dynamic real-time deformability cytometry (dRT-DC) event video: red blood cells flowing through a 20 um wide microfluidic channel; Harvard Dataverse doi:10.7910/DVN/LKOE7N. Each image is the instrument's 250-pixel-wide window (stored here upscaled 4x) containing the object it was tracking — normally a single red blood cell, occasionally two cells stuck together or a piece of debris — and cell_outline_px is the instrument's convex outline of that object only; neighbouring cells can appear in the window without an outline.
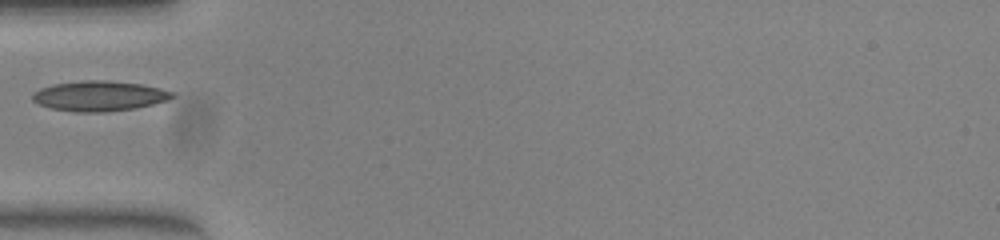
{"species": "common noctule bat (a hibernating species)", "species_latin": "Nyctalus noctula", "temperature_condition": "warm", "stored_images_in_passage": 35, "camera_frame_rate_fps": 3000, "um_per_image_px": 0.085, "animal": {"sex": "female", "body_mass_g": 23.0, "forearm_length_mm": 53.4}, "frame": {"image": 1, "passage_image": 1, "time_ms": 0.0, "image_size_px": [1000, 240], "cell_outline_px": [[176, 96], [168, 100], [136, 108], [104, 112], [76, 112], [52, 108], [40, 104], [32, 100], [32, 92], [40, 88], [52, 84], [84, 80], [108, 80], [140, 84], [160, 88], [176, 92]], "centroid_in_image_um": [8.46, 8.15], "position_along_channel_um": 76.5, "area_um2": 24.68}}
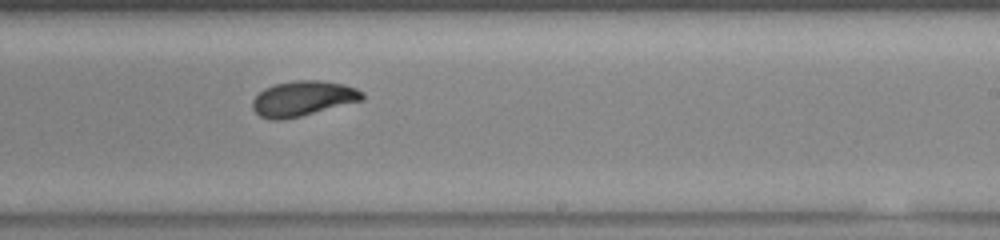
{"frame": {"image": 2, "passage_image": 15, "time_ms": 4.667, "image_size_px": [1000, 240], "cell_outline_px": [[364, 100], [284, 120], [268, 120], [260, 116], [252, 108], [252, 100], [264, 88], [276, 84], [296, 80], [320, 80], [344, 84], [356, 88], [364, 92]], "centroid_in_image_um": [25.75, 8.38], "position_along_channel_um": 263.2, "area_um2": 22.54}}
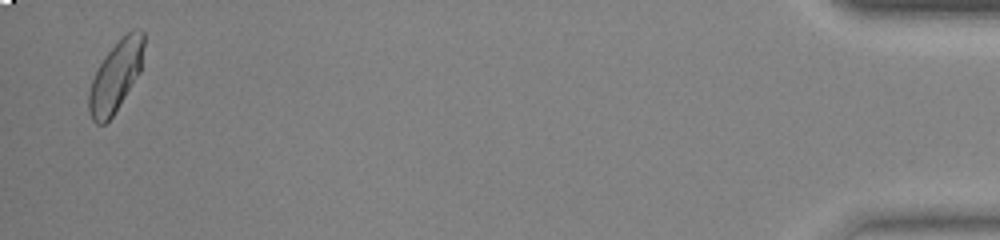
{"frame": {"image": 3, "passage_image": 34, "time_ms": 11.0, "image_size_px": [1000, 240], "cell_outline_px": [[144, 44], [140, 72], [112, 116], [104, 124], [96, 124], [92, 120], [88, 108], [88, 92], [92, 80], [104, 56], [132, 28], [140, 28], [144, 32]], "centroid_in_image_um": [9.83, 6.47], "position_along_channel_um": 425.4, "area_um2": 22.25}}